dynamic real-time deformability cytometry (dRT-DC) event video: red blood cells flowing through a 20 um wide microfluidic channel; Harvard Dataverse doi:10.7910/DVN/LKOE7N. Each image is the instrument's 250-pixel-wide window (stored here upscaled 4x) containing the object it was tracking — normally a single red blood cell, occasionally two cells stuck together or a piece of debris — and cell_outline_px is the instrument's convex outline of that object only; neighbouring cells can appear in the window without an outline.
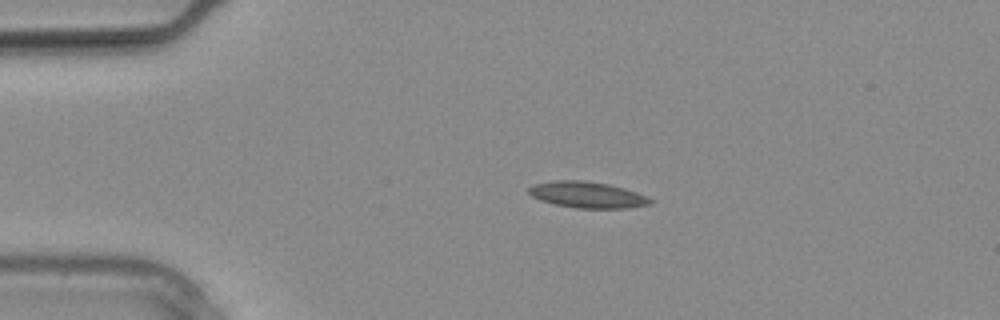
{"species": "common noctule bat (a hibernating species)", "species_latin": "Nyctalus noctula", "temperature_condition": "warm", "stored_images_in_passage": 28, "camera_frame_rate_fps": 3000, "um_per_image_px": 0.085, "animal": {"sex": "male", "body_mass_g": 20.4}, "frame": {"image": 1, "passage_image": 5, "time_ms": 1.333, "image_size_px": [1000, 320], "cell_outline_px": [[656, 200], [652, 204], [628, 208], [576, 208], [556, 204], [540, 200], [532, 196], [528, 192], [528, 188], [532, 184], [556, 180], [584, 180], [608, 184], [624, 188], [648, 196]], "centroid_in_image_um": [49.96, 16.55], "position_along_channel_um": 35.0, "area_um2": 18.73}}